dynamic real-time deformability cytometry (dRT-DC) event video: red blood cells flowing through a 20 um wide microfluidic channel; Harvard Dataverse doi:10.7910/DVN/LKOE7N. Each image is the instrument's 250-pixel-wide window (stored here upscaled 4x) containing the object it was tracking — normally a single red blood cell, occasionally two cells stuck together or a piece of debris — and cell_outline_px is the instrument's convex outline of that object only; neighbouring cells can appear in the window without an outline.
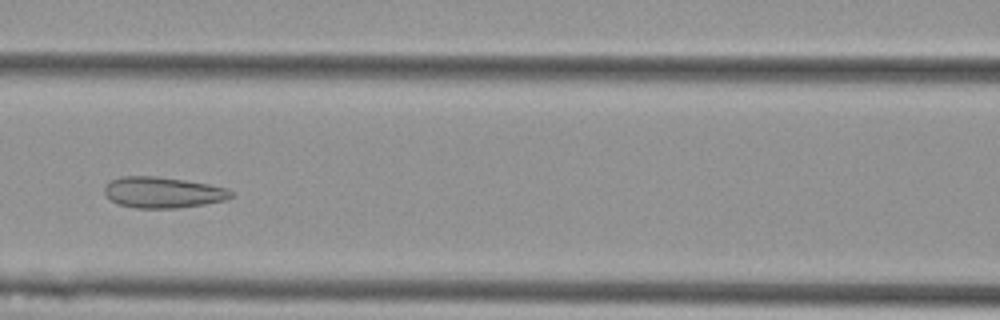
{"species": "Egyptian fruit bat (a non-hibernating species)", "species_latin": "Rousettus aegyptiacus", "temperature_condition": "cold", "stored_images_in_passage": 9, "camera_frame_rate_fps": 3000, "um_per_image_px": 0.085, "animal": {"sex": "female"}, "frame": {"image": 1, "passage_image": 6, "time_ms": 1.667, "image_size_px": [1000, 320], "cell_outline_px": [[236, 196], [228, 200], [204, 204], [176, 208], [136, 208], [116, 204], [104, 192], [104, 188], [112, 180], [120, 176], [156, 176], [184, 180], [208, 184], [224, 188], [232, 192]], "centroid_in_image_um": [13.86, 16.36], "position_along_channel_um": 152.7, "area_um2": 22.83}}
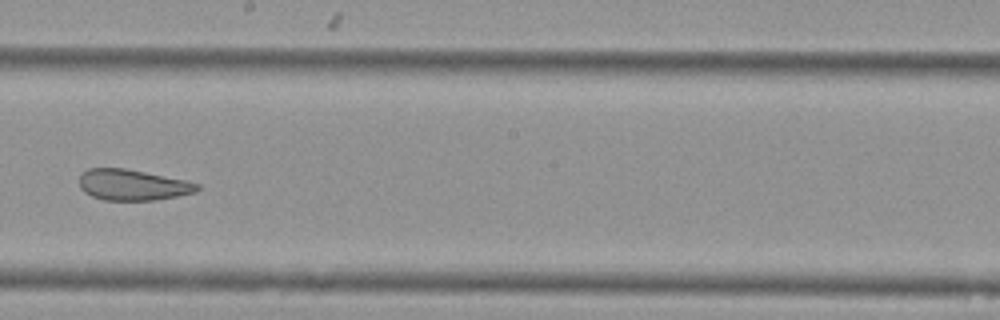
{"frame": {"image": 2, "passage_image": 8, "time_ms": 2.333, "image_size_px": [1000, 320], "cell_outline_px": [[200, 188], [196, 192], [156, 200], [104, 200], [92, 196], [84, 192], [80, 188], [80, 176], [88, 168], [124, 168], [184, 180], [200, 184]], "centroid_in_image_um": [11.26, 15.72], "position_along_channel_um": 236.9, "area_um2": 21.04}}
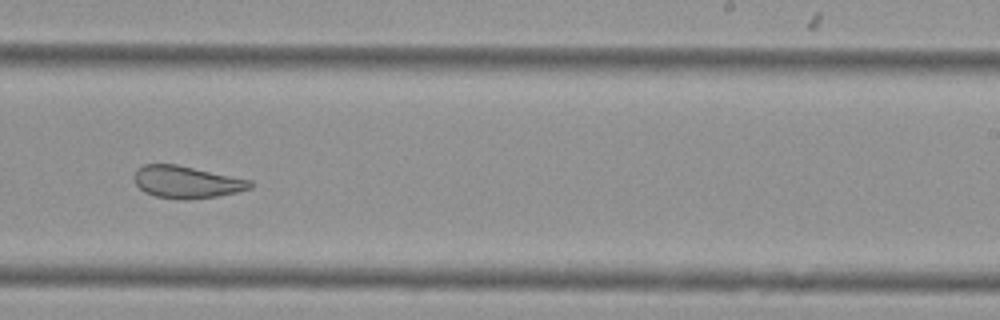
{"frame": {"image": 3, "passage_image": 9, "time_ms": 2.667, "image_size_px": [1000, 320], "cell_outline_px": [[252, 188], [236, 192], [216, 196], [184, 200], [180, 200], [156, 196], [144, 192], [136, 184], [136, 172], [144, 164], [176, 164], [252, 180]], "centroid_in_image_um": [15.89, 15.48], "position_along_channel_um": 273.1, "area_um2": 21.5}}